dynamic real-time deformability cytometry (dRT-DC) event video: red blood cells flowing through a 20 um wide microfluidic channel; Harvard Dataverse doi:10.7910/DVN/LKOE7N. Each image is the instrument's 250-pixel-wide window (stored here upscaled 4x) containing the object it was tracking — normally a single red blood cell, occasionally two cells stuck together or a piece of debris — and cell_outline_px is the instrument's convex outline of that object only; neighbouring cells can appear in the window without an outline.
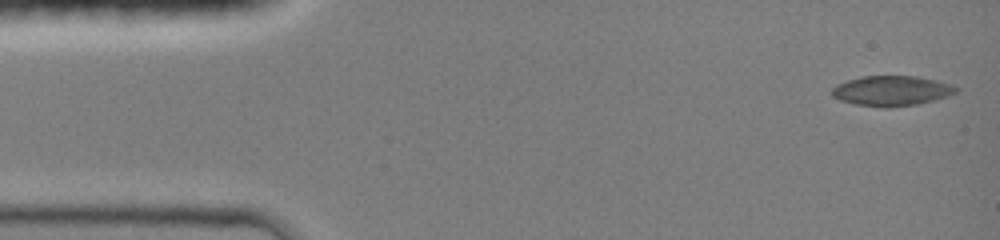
{"species": "common noctule bat (a hibernating species)", "species_latin": "Nyctalus noctula", "temperature_condition": "room temperature", "stored_images_in_passage": 45, "camera_frame_rate_fps": 3000, "um_per_image_px": 0.085, "animal": {"sex": "female", "body_mass_g": 19.0, "forearm_length_mm": 51.5}, "frame": {"image": 1, "passage_image": 1, "time_ms": 0.0, "image_size_px": [1000, 240], "cell_outline_px": [[960, 88], [956, 92], [948, 96], [936, 100], [916, 104], [888, 108], [884, 108], [856, 104], [840, 100], [832, 96], [832, 88], [836, 84], [860, 76], [916, 76], [948, 84]], "centroid_in_image_um": [75.76, 7.72], "position_along_channel_um": 9.2, "area_um2": 21.68}}
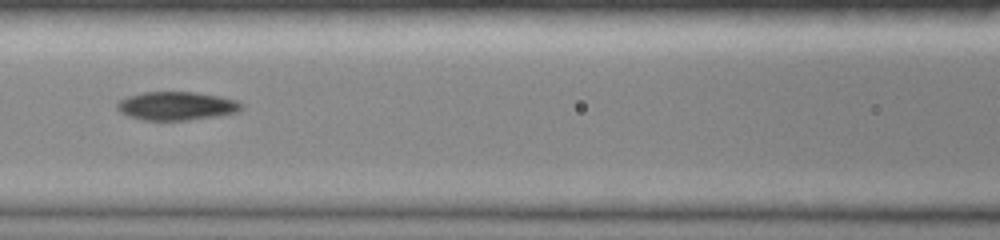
{"frame": {"image": 2, "passage_image": 19, "time_ms": 6.0, "image_size_px": [1000, 240], "cell_outline_px": [[244, 108], [236, 112], [220, 116], [188, 120], [144, 120], [128, 116], [120, 112], [116, 108], [116, 104], [120, 100], [128, 96], [144, 92], [192, 92], [216, 96], [236, 100], [244, 104]], "centroid_in_image_um": [15.01, 9.01], "position_along_channel_um": 151.6, "area_um2": 20.63}}
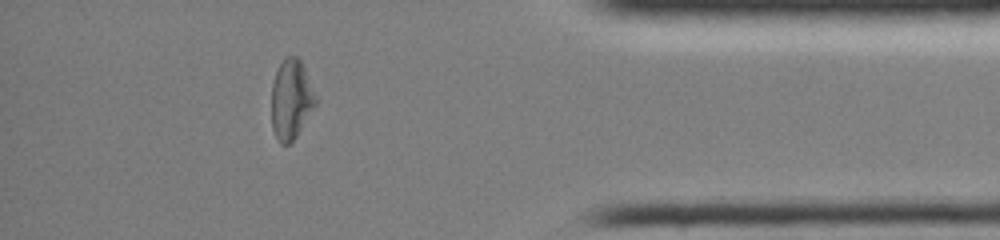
{"frame": {"image": 3, "passage_image": 39, "time_ms": 12.667, "image_size_px": [1000, 240], "cell_outline_px": [[316, 104], [296, 136], [288, 144], [280, 144], [272, 128], [272, 84], [276, 72], [284, 56], [296, 56], [300, 60], [304, 68], [316, 96]], "centroid_in_image_um": [24.73, 8.44], "position_along_channel_um": 410.5, "area_um2": 20.17}, "authors_computed_cell_mechanics": {"area_um2": 20.9236, "velocity_mm_per_s": 4.206, "shape_relaxation_time_tau1_ms": 7.9692, "shape_relaxation_time_tau2_ms": 6.7514, "deformation_change_tau1": 0.2431, "deformation_change_tau2": 0.1577}}